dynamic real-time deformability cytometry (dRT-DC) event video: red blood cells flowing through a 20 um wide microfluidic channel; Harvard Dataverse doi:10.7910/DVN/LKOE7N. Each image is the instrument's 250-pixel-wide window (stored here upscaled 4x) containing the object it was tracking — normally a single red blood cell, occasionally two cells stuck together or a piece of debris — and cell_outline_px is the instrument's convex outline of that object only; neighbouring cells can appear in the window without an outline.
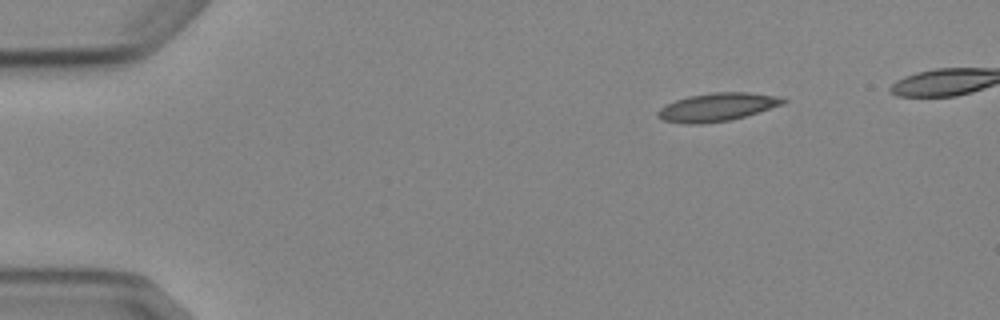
{"species": "Egyptian fruit bat (a non-hibernating species)", "species_latin": "Rousettus aegyptiacus", "temperature_condition": "cold", "stored_images_in_passage": 4, "segment_of_instrument_passage": [2, 2], "camera_frame_rate_fps": 3000, "um_per_image_px": 0.085, "animal": {"sex": "female"}, "frame": {"image": 1, "passage_image": 4, "time_ms": 4.333, "image_size_px": [1000, 320], "cell_outline_px": [[788, 100], [784, 104], [732, 120], [704, 124], [684, 124], [664, 120], [656, 116], [656, 112], [660, 108], [676, 100], [688, 96], [712, 92], [748, 92], [776, 96]], "centroid_in_image_um": [60.95, 9.11], "position_along_channel_um": 24.1, "area_um2": 20.63}}